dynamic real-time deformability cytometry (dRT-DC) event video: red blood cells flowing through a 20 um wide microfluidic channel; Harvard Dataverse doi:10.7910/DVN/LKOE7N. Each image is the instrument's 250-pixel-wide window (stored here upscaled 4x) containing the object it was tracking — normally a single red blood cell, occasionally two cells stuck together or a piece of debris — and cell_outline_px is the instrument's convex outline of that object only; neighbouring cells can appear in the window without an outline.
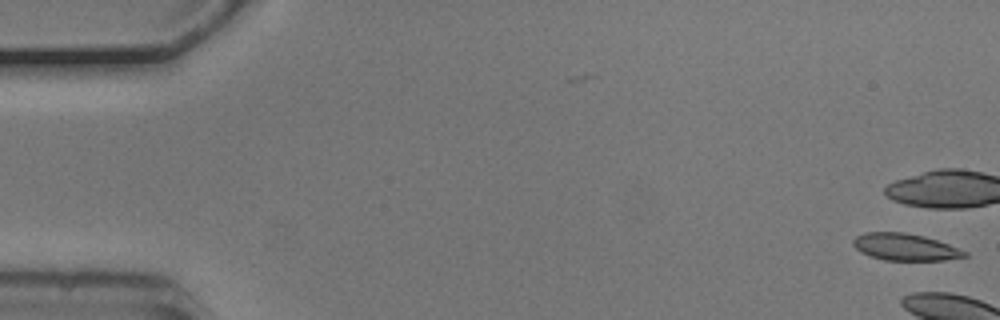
{"species": "common noctule bat (a hibernating species)", "species_latin": "Nyctalus noctula", "temperature_condition": "cold", "stored_images_in_passage": 6, "camera_frame_rate_fps": 3000, "um_per_image_px": 0.085, "animal": {"sex": "male", "body_mass_g": 20.5, "forearm_length_mm": 52.5}, "frame": {"image": 1, "passage_image": 6, "time_ms": 1.667, "image_size_px": [1000, 320], "cell_outline_px": [[968, 256], [944, 260], [884, 260], [860, 252], [852, 244], [852, 240], [856, 236], [864, 232], [904, 232], [924, 236], [948, 244], [968, 252]], "centroid_in_image_um": [76.92, 20.99], "position_along_channel_um": 8.1, "area_um2": 17.46}}